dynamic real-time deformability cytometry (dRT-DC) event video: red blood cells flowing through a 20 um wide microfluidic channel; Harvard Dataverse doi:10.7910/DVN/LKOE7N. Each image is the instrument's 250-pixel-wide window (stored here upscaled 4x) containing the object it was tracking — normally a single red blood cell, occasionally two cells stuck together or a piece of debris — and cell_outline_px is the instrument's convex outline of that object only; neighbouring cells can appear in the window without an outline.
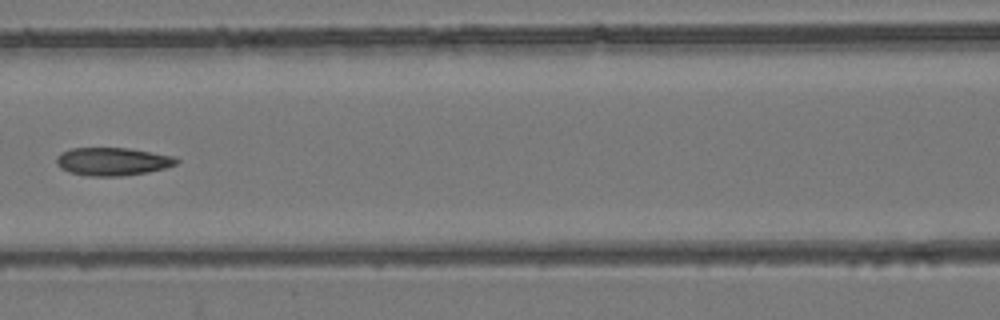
{"species": "common noctule bat (a hibernating species)", "species_latin": "Nyctalus noctula", "temperature_condition": "room temperature", "stored_images_in_passage": 7, "camera_frame_rate_fps": 3000, "um_per_image_px": 0.085, "animal": {"sex": "female", "body_mass_g": 24.6, "forearm_length_mm": 56.2}, "frame": {"image": 1, "passage_image": 7, "time_ms": 8.0, "image_size_px": [1000, 320], "cell_outline_px": [[180, 160], [176, 164], [164, 168], [148, 172], [120, 176], [88, 176], [68, 172], [60, 168], [56, 164], [56, 156], [60, 152], [72, 148], [128, 148], [176, 156]], "centroid_in_image_um": [9.55, 13.72], "position_along_channel_um": 157.1, "area_um2": 19.77}}